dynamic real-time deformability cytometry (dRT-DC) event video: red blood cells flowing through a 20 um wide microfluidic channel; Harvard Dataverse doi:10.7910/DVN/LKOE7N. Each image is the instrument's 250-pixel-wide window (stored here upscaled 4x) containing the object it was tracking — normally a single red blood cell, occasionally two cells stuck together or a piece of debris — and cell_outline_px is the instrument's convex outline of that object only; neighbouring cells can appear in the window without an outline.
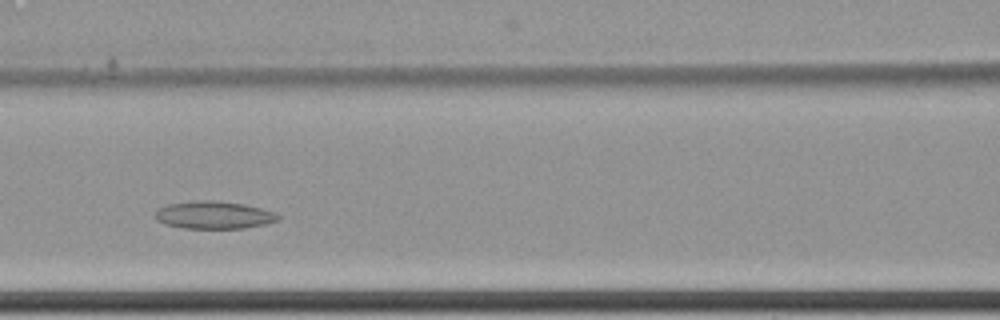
{"species": "common noctule bat (a hibernating species)", "species_latin": "Nyctalus noctula", "temperature_condition": "cold", "stored_images_in_passage": 8, "camera_frame_rate_fps": 3000, "um_per_image_px": 0.085, "animal": {"sex": "female", "body_mass_g": 22.7, "forearm_length_mm": 54.2}, "frame": {"image": 1, "passage_image": 5, "time_ms": 1.333, "image_size_px": [1000, 320], "cell_outline_px": [[280, 220], [264, 224], [244, 228], [184, 228], [164, 224], [156, 220], [156, 212], [160, 208], [168, 204], [196, 200], [212, 200], [244, 204], [260, 208], [272, 212], [280, 216]], "centroid_in_image_um": [18.17, 18.28], "position_along_channel_um": 148.4, "area_um2": 19.59}}
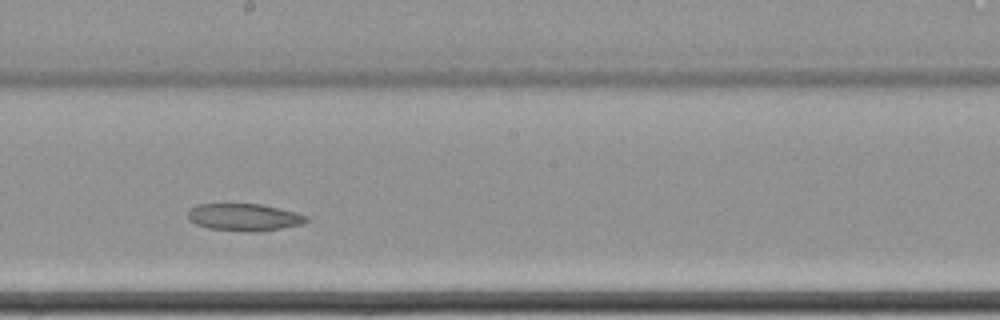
{"frame": {"image": 2, "passage_image": 7, "time_ms": 2.0, "image_size_px": [1000, 320], "cell_outline_px": [[308, 220], [304, 224], [280, 228], [208, 228], [196, 224], [188, 220], [188, 212], [196, 204], [260, 204], [296, 212], [308, 216]], "centroid_in_image_um": [20.74, 18.4], "position_along_channel_um": 227.5, "area_um2": 17.63}}
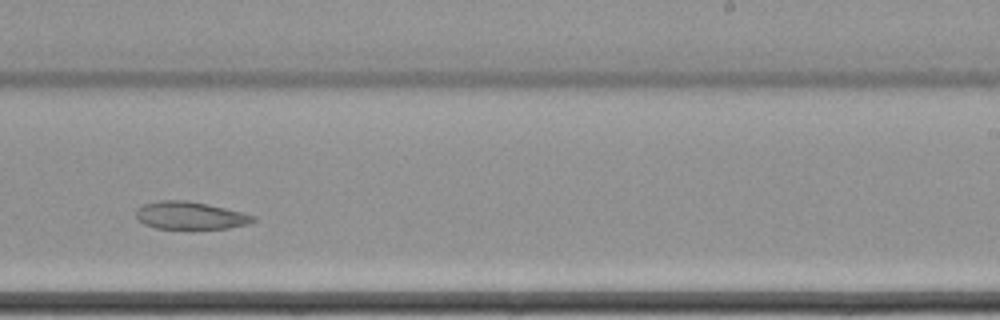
{"frame": {"image": 3, "passage_image": 8, "time_ms": 2.333, "image_size_px": [1000, 320], "cell_outline_px": [[256, 220], [248, 224], [228, 228], [156, 228], [144, 224], [136, 216], [136, 208], [144, 204], [156, 200], [184, 200], [208, 204], [244, 212], [256, 216]], "centroid_in_image_um": [16.18, 18.3], "position_along_channel_um": 272.8, "area_um2": 18.84}}